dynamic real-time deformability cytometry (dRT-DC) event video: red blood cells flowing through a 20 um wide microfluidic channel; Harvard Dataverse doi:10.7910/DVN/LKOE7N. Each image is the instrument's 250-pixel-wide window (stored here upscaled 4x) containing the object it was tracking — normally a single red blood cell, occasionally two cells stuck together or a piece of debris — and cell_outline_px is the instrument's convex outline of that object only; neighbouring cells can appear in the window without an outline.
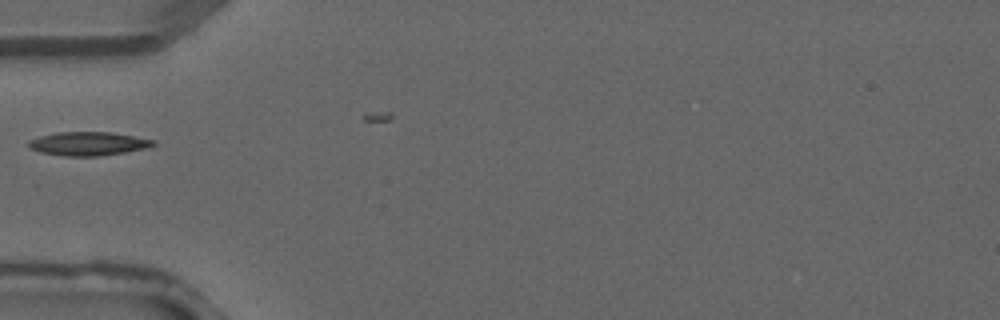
{"species": "common noctule bat (a hibernating species)", "species_latin": "Nyctalus noctula", "temperature_condition": "warm", "stored_images_in_passage": 4, "camera_frame_rate_fps": 3000, "um_per_image_px": 0.085, "animal": {"sex": "male", "forearm_length_mm": 52.5}, "frame": {"image": 1, "passage_image": 4, "time_ms": 1.0, "image_size_px": [1000, 320], "cell_outline_px": [[156, 144], [144, 148], [124, 152], [100, 156], [64, 156], [40, 152], [32, 148], [28, 144], [28, 140], [40, 136], [56, 132], [112, 132], [156, 140]], "centroid_in_image_um": [7.5, 12.2], "position_along_channel_um": 77.5, "area_um2": 17.11}}